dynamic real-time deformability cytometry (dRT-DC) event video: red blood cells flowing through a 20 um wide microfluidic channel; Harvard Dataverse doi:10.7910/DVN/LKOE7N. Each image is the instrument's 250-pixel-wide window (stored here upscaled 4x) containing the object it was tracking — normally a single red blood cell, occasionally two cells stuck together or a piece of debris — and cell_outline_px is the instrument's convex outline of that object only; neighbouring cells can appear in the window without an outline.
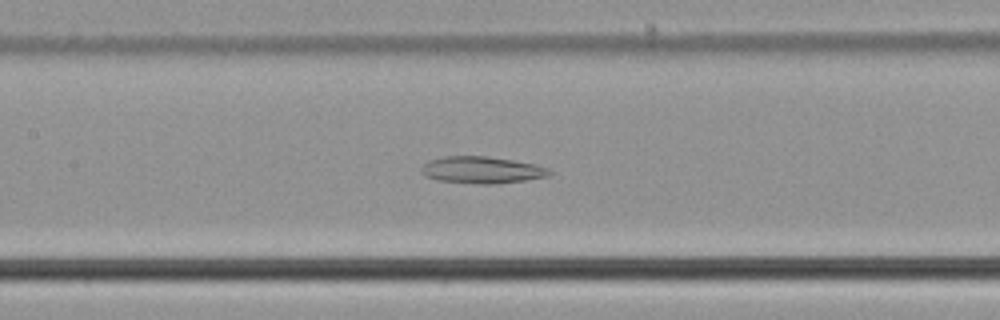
{"species": "common noctule bat (a hibernating species)", "species_latin": "Nyctalus noctula", "temperature_condition": "cold", "stored_images_in_passage": 55, "camera_frame_rate_fps": 3000, "um_per_image_px": 0.085, "animal": {"sex": "male", "body_mass_g": 21.5, "forearm_length_mm": 52.0}, "frame": {"image": 1, "passage_image": 26, "time_ms": 8.333, "image_size_px": [1000, 320], "cell_outline_px": [[552, 172], [548, 176], [524, 180], [496, 184], [480, 184], [436, 180], [424, 176], [420, 172], [420, 168], [428, 160], [444, 156], [484, 156], [512, 160], [536, 164], [548, 168]], "centroid_in_image_um": [40.91, 14.45], "position_along_channel_um": 166.5, "area_um2": 20.11}}
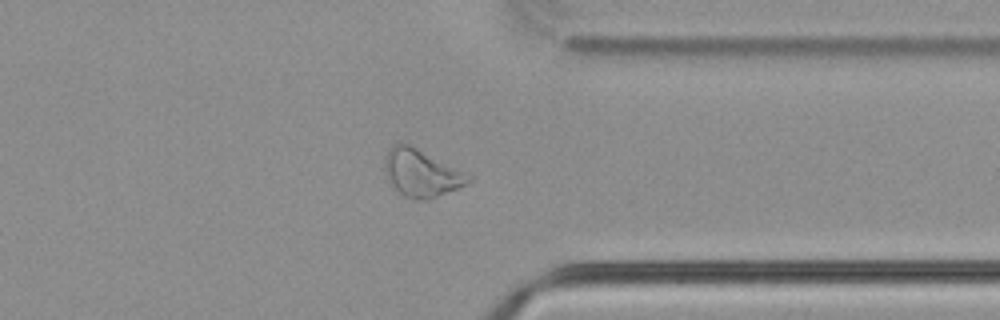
{"frame": {"image": 2, "passage_image": 43, "time_ms": 14.0, "image_size_px": [1000, 320], "cell_outline_px": [[472, 180], [456, 188], [428, 200], [412, 200], [404, 196], [388, 180], [384, 168], [384, 160], [388, 148], [396, 144], [408, 144], [472, 176]], "centroid_in_image_um": [35.77, 14.73], "position_along_channel_um": 375.6, "area_um2": 22.48}}
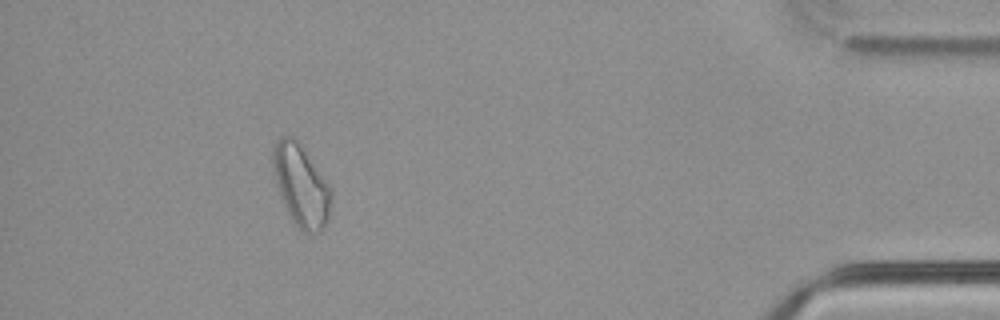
{"frame": {"image": 3, "passage_image": 50, "time_ms": 16.333, "image_size_px": [1000, 320], "cell_outline_px": [[332, 192], [328, 220], [320, 232], [304, 232], [292, 220], [284, 204], [276, 184], [272, 172], [272, 152], [276, 140], [280, 136], [292, 136], [296, 140], [332, 188]], "centroid_in_image_um": [25.57, 15.76], "position_along_channel_um": 409.6, "area_um2": 27.4}}